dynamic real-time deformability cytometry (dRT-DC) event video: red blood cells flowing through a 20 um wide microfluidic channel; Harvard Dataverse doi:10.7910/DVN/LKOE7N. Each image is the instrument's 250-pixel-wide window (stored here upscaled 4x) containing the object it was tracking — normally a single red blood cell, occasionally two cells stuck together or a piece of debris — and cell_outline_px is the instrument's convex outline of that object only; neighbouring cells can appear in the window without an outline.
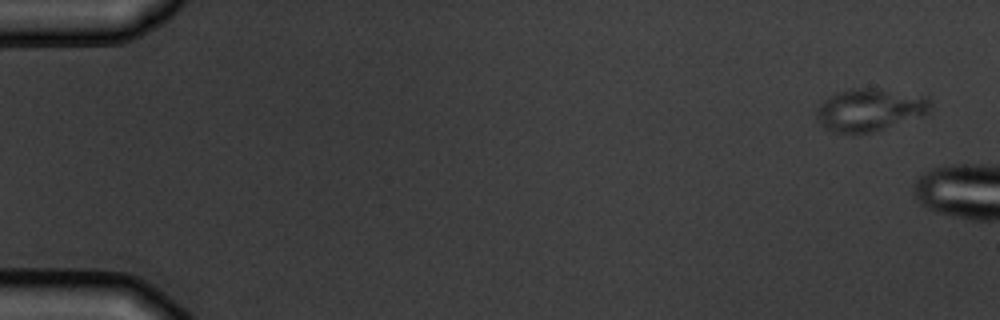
{"species": "common noctule bat (a hibernating species)", "species_latin": "Nyctalus noctula", "temperature_condition": "warm", "stored_images_in_passage": 3, "camera_frame_rate_fps": 3000, "um_per_image_px": 0.085, "animal": {"sex": "male", "body_mass_g": 19.5, "forearm_length_mm": 54.6}, "frame": {"image": 1, "passage_image": 1, "time_ms": 0.0, "image_size_px": [1000, 320], "cell_outline_px": [[932, 100], [928, 116], [872, 132], [852, 136], [836, 132], [824, 128], [816, 116], [816, 108], [824, 100], [836, 92], [852, 88], [880, 88], [928, 96]], "centroid_in_image_um": [73.99, 9.35], "position_along_channel_um": 11.0, "area_um2": 29.19}}